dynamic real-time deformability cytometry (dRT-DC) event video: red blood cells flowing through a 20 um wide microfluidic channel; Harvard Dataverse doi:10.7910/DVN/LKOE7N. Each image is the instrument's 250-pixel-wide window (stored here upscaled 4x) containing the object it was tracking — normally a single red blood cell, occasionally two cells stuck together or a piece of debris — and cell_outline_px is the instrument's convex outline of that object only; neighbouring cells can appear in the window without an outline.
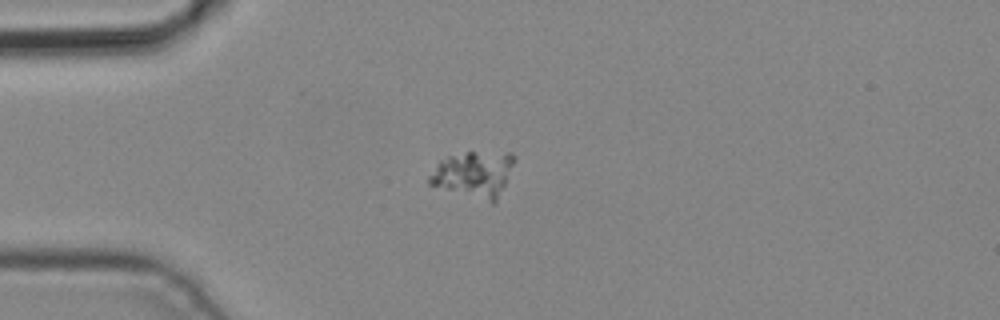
{"species": "common noctule bat (a hibernating species)", "species_latin": "Nyctalus noctula", "temperature_condition": "cold", "stored_images_in_passage": 2, "camera_frame_rate_fps": 3000, "um_per_image_px": 0.085, "animal": {"sex": "male", "body_mass_g": 19.2, "forearm_length_mm": 51.8}, "frame": {"image": 1, "passage_image": 2, "time_ms": 0.333, "image_size_px": [1000, 320], "cell_outline_px": [[516, 156], [496, 204], [492, 204], [428, 184], [428, 176], [440, 160], [448, 156], [468, 152], [512, 152]], "centroid_in_image_um": [40.28, 14.82], "position_along_channel_um": 44.7, "area_um2": 22.89}}